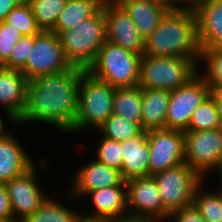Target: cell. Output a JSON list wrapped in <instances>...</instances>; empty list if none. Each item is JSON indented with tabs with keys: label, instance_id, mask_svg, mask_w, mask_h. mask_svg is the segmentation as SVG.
<instances>
[{
	"label": "cell",
	"instance_id": "cell-29",
	"mask_svg": "<svg viewBox=\"0 0 222 222\" xmlns=\"http://www.w3.org/2000/svg\"><path fill=\"white\" fill-rule=\"evenodd\" d=\"M203 182L196 188L194 205L206 222H222V188L214 193L202 191Z\"/></svg>",
	"mask_w": 222,
	"mask_h": 222
},
{
	"label": "cell",
	"instance_id": "cell-10",
	"mask_svg": "<svg viewBox=\"0 0 222 222\" xmlns=\"http://www.w3.org/2000/svg\"><path fill=\"white\" fill-rule=\"evenodd\" d=\"M184 133L185 163L205 179L222 156V128Z\"/></svg>",
	"mask_w": 222,
	"mask_h": 222
},
{
	"label": "cell",
	"instance_id": "cell-38",
	"mask_svg": "<svg viewBox=\"0 0 222 222\" xmlns=\"http://www.w3.org/2000/svg\"><path fill=\"white\" fill-rule=\"evenodd\" d=\"M25 0H0V22L4 21L8 13Z\"/></svg>",
	"mask_w": 222,
	"mask_h": 222
},
{
	"label": "cell",
	"instance_id": "cell-3",
	"mask_svg": "<svg viewBox=\"0 0 222 222\" xmlns=\"http://www.w3.org/2000/svg\"><path fill=\"white\" fill-rule=\"evenodd\" d=\"M57 35L69 63L88 70L106 42L104 10L101 9L90 19L81 21L72 30L62 31Z\"/></svg>",
	"mask_w": 222,
	"mask_h": 222
},
{
	"label": "cell",
	"instance_id": "cell-41",
	"mask_svg": "<svg viewBox=\"0 0 222 222\" xmlns=\"http://www.w3.org/2000/svg\"><path fill=\"white\" fill-rule=\"evenodd\" d=\"M2 117H0V140L4 139L10 132H7L3 126Z\"/></svg>",
	"mask_w": 222,
	"mask_h": 222
},
{
	"label": "cell",
	"instance_id": "cell-25",
	"mask_svg": "<svg viewBox=\"0 0 222 222\" xmlns=\"http://www.w3.org/2000/svg\"><path fill=\"white\" fill-rule=\"evenodd\" d=\"M55 201L48 198L37 211L22 222H83L81 217L83 214Z\"/></svg>",
	"mask_w": 222,
	"mask_h": 222
},
{
	"label": "cell",
	"instance_id": "cell-16",
	"mask_svg": "<svg viewBox=\"0 0 222 222\" xmlns=\"http://www.w3.org/2000/svg\"><path fill=\"white\" fill-rule=\"evenodd\" d=\"M27 81L19 70L0 66V105L16 125L25 108Z\"/></svg>",
	"mask_w": 222,
	"mask_h": 222
},
{
	"label": "cell",
	"instance_id": "cell-33",
	"mask_svg": "<svg viewBox=\"0 0 222 222\" xmlns=\"http://www.w3.org/2000/svg\"><path fill=\"white\" fill-rule=\"evenodd\" d=\"M33 44L34 35L23 36L13 47L9 58L1 66L7 69L20 70L25 65Z\"/></svg>",
	"mask_w": 222,
	"mask_h": 222
},
{
	"label": "cell",
	"instance_id": "cell-34",
	"mask_svg": "<svg viewBox=\"0 0 222 222\" xmlns=\"http://www.w3.org/2000/svg\"><path fill=\"white\" fill-rule=\"evenodd\" d=\"M24 35L5 21L0 22V66L9 58L16 43Z\"/></svg>",
	"mask_w": 222,
	"mask_h": 222
},
{
	"label": "cell",
	"instance_id": "cell-19",
	"mask_svg": "<svg viewBox=\"0 0 222 222\" xmlns=\"http://www.w3.org/2000/svg\"><path fill=\"white\" fill-rule=\"evenodd\" d=\"M122 166L120 170L124 181L149 175V144L147 131L121 142Z\"/></svg>",
	"mask_w": 222,
	"mask_h": 222
},
{
	"label": "cell",
	"instance_id": "cell-45",
	"mask_svg": "<svg viewBox=\"0 0 222 222\" xmlns=\"http://www.w3.org/2000/svg\"><path fill=\"white\" fill-rule=\"evenodd\" d=\"M0 222H17V221L14 220V221H0Z\"/></svg>",
	"mask_w": 222,
	"mask_h": 222
},
{
	"label": "cell",
	"instance_id": "cell-30",
	"mask_svg": "<svg viewBox=\"0 0 222 222\" xmlns=\"http://www.w3.org/2000/svg\"><path fill=\"white\" fill-rule=\"evenodd\" d=\"M4 21L14 26V28L18 29L24 36L36 35L41 32L27 0L11 10Z\"/></svg>",
	"mask_w": 222,
	"mask_h": 222
},
{
	"label": "cell",
	"instance_id": "cell-36",
	"mask_svg": "<svg viewBox=\"0 0 222 222\" xmlns=\"http://www.w3.org/2000/svg\"><path fill=\"white\" fill-rule=\"evenodd\" d=\"M14 214L5 183H0V221H14Z\"/></svg>",
	"mask_w": 222,
	"mask_h": 222
},
{
	"label": "cell",
	"instance_id": "cell-14",
	"mask_svg": "<svg viewBox=\"0 0 222 222\" xmlns=\"http://www.w3.org/2000/svg\"><path fill=\"white\" fill-rule=\"evenodd\" d=\"M106 19V40L139 55H144L145 39L131 17L119 5H103Z\"/></svg>",
	"mask_w": 222,
	"mask_h": 222
},
{
	"label": "cell",
	"instance_id": "cell-32",
	"mask_svg": "<svg viewBox=\"0 0 222 222\" xmlns=\"http://www.w3.org/2000/svg\"><path fill=\"white\" fill-rule=\"evenodd\" d=\"M97 148V161L107 166L116 168L119 171L121 170L123 160L121 152V142L102 137Z\"/></svg>",
	"mask_w": 222,
	"mask_h": 222
},
{
	"label": "cell",
	"instance_id": "cell-23",
	"mask_svg": "<svg viewBox=\"0 0 222 222\" xmlns=\"http://www.w3.org/2000/svg\"><path fill=\"white\" fill-rule=\"evenodd\" d=\"M101 9L102 5L97 0H67L52 31L58 34L72 30L81 21L90 19Z\"/></svg>",
	"mask_w": 222,
	"mask_h": 222
},
{
	"label": "cell",
	"instance_id": "cell-44",
	"mask_svg": "<svg viewBox=\"0 0 222 222\" xmlns=\"http://www.w3.org/2000/svg\"><path fill=\"white\" fill-rule=\"evenodd\" d=\"M212 48L222 53V38Z\"/></svg>",
	"mask_w": 222,
	"mask_h": 222
},
{
	"label": "cell",
	"instance_id": "cell-42",
	"mask_svg": "<svg viewBox=\"0 0 222 222\" xmlns=\"http://www.w3.org/2000/svg\"><path fill=\"white\" fill-rule=\"evenodd\" d=\"M215 169H217L218 172H219V173H218V175H220V176H219V178H220V179H219V180H220V181H219V182H220V183H219V184H220L219 186L222 188V156H221V158H220V160H219V163L217 164V166H216Z\"/></svg>",
	"mask_w": 222,
	"mask_h": 222
},
{
	"label": "cell",
	"instance_id": "cell-35",
	"mask_svg": "<svg viewBox=\"0 0 222 222\" xmlns=\"http://www.w3.org/2000/svg\"><path fill=\"white\" fill-rule=\"evenodd\" d=\"M172 217H174L173 221L175 220V222H206L194 203L172 212L169 218Z\"/></svg>",
	"mask_w": 222,
	"mask_h": 222
},
{
	"label": "cell",
	"instance_id": "cell-4",
	"mask_svg": "<svg viewBox=\"0 0 222 222\" xmlns=\"http://www.w3.org/2000/svg\"><path fill=\"white\" fill-rule=\"evenodd\" d=\"M115 87L83 72L78 93V110L75 124L69 132L97 129L113 114Z\"/></svg>",
	"mask_w": 222,
	"mask_h": 222
},
{
	"label": "cell",
	"instance_id": "cell-22",
	"mask_svg": "<svg viewBox=\"0 0 222 222\" xmlns=\"http://www.w3.org/2000/svg\"><path fill=\"white\" fill-rule=\"evenodd\" d=\"M170 91L142 88V129H166Z\"/></svg>",
	"mask_w": 222,
	"mask_h": 222
},
{
	"label": "cell",
	"instance_id": "cell-20",
	"mask_svg": "<svg viewBox=\"0 0 222 222\" xmlns=\"http://www.w3.org/2000/svg\"><path fill=\"white\" fill-rule=\"evenodd\" d=\"M34 164L14 135L0 140V183L11 181Z\"/></svg>",
	"mask_w": 222,
	"mask_h": 222
},
{
	"label": "cell",
	"instance_id": "cell-37",
	"mask_svg": "<svg viewBox=\"0 0 222 222\" xmlns=\"http://www.w3.org/2000/svg\"><path fill=\"white\" fill-rule=\"evenodd\" d=\"M150 1L163 5L168 10H184L192 7L193 5V3L190 0H150ZM178 3H180V5Z\"/></svg>",
	"mask_w": 222,
	"mask_h": 222
},
{
	"label": "cell",
	"instance_id": "cell-26",
	"mask_svg": "<svg viewBox=\"0 0 222 222\" xmlns=\"http://www.w3.org/2000/svg\"><path fill=\"white\" fill-rule=\"evenodd\" d=\"M67 0H27L41 31H52Z\"/></svg>",
	"mask_w": 222,
	"mask_h": 222
},
{
	"label": "cell",
	"instance_id": "cell-2",
	"mask_svg": "<svg viewBox=\"0 0 222 222\" xmlns=\"http://www.w3.org/2000/svg\"><path fill=\"white\" fill-rule=\"evenodd\" d=\"M200 52L193 7L169 10L159 26L145 39L144 55L189 58L199 67Z\"/></svg>",
	"mask_w": 222,
	"mask_h": 222
},
{
	"label": "cell",
	"instance_id": "cell-27",
	"mask_svg": "<svg viewBox=\"0 0 222 222\" xmlns=\"http://www.w3.org/2000/svg\"><path fill=\"white\" fill-rule=\"evenodd\" d=\"M97 129L99 130L98 132H102L103 137L119 142L134 138L144 131L139 124L130 122L123 116L115 114H112Z\"/></svg>",
	"mask_w": 222,
	"mask_h": 222
},
{
	"label": "cell",
	"instance_id": "cell-28",
	"mask_svg": "<svg viewBox=\"0 0 222 222\" xmlns=\"http://www.w3.org/2000/svg\"><path fill=\"white\" fill-rule=\"evenodd\" d=\"M222 128L214 98L209 95L193 112L185 131H202Z\"/></svg>",
	"mask_w": 222,
	"mask_h": 222
},
{
	"label": "cell",
	"instance_id": "cell-39",
	"mask_svg": "<svg viewBox=\"0 0 222 222\" xmlns=\"http://www.w3.org/2000/svg\"><path fill=\"white\" fill-rule=\"evenodd\" d=\"M108 222H161V221L149 217L126 214L123 215L122 217L112 219Z\"/></svg>",
	"mask_w": 222,
	"mask_h": 222
},
{
	"label": "cell",
	"instance_id": "cell-43",
	"mask_svg": "<svg viewBox=\"0 0 222 222\" xmlns=\"http://www.w3.org/2000/svg\"><path fill=\"white\" fill-rule=\"evenodd\" d=\"M97 1L103 6V5L119 4L121 0H97Z\"/></svg>",
	"mask_w": 222,
	"mask_h": 222
},
{
	"label": "cell",
	"instance_id": "cell-1",
	"mask_svg": "<svg viewBox=\"0 0 222 222\" xmlns=\"http://www.w3.org/2000/svg\"><path fill=\"white\" fill-rule=\"evenodd\" d=\"M84 71L73 66L67 71L41 75L27 81L26 104L18 124L41 121L54 125L62 132H69L75 124Z\"/></svg>",
	"mask_w": 222,
	"mask_h": 222
},
{
	"label": "cell",
	"instance_id": "cell-15",
	"mask_svg": "<svg viewBox=\"0 0 222 222\" xmlns=\"http://www.w3.org/2000/svg\"><path fill=\"white\" fill-rule=\"evenodd\" d=\"M88 195L96 209L90 215L81 216L83 222H108L128 214L127 186L124 180L117 186L91 191Z\"/></svg>",
	"mask_w": 222,
	"mask_h": 222
},
{
	"label": "cell",
	"instance_id": "cell-12",
	"mask_svg": "<svg viewBox=\"0 0 222 222\" xmlns=\"http://www.w3.org/2000/svg\"><path fill=\"white\" fill-rule=\"evenodd\" d=\"M128 214L165 221L170 214L164 209L153 175L126 181Z\"/></svg>",
	"mask_w": 222,
	"mask_h": 222
},
{
	"label": "cell",
	"instance_id": "cell-31",
	"mask_svg": "<svg viewBox=\"0 0 222 222\" xmlns=\"http://www.w3.org/2000/svg\"><path fill=\"white\" fill-rule=\"evenodd\" d=\"M205 61L207 73L200 76L211 90L222 89V53L213 48H201L199 62Z\"/></svg>",
	"mask_w": 222,
	"mask_h": 222
},
{
	"label": "cell",
	"instance_id": "cell-6",
	"mask_svg": "<svg viewBox=\"0 0 222 222\" xmlns=\"http://www.w3.org/2000/svg\"><path fill=\"white\" fill-rule=\"evenodd\" d=\"M197 67L189 58L143 55L138 85L141 88L173 91L193 78L199 71Z\"/></svg>",
	"mask_w": 222,
	"mask_h": 222
},
{
	"label": "cell",
	"instance_id": "cell-8",
	"mask_svg": "<svg viewBox=\"0 0 222 222\" xmlns=\"http://www.w3.org/2000/svg\"><path fill=\"white\" fill-rule=\"evenodd\" d=\"M72 67L58 35L53 31H41L34 35V44L27 61L19 71L30 81L35 77L60 73Z\"/></svg>",
	"mask_w": 222,
	"mask_h": 222
},
{
	"label": "cell",
	"instance_id": "cell-11",
	"mask_svg": "<svg viewBox=\"0 0 222 222\" xmlns=\"http://www.w3.org/2000/svg\"><path fill=\"white\" fill-rule=\"evenodd\" d=\"M149 144V175L185 162V133L176 129L147 131Z\"/></svg>",
	"mask_w": 222,
	"mask_h": 222
},
{
	"label": "cell",
	"instance_id": "cell-5",
	"mask_svg": "<svg viewBox=\"0 0 222 222\" xmlns=\"http://www.w3.org/2000/svg\"><path fill=\"white\" fill-rule=\"evenodd\" d=\"M141 58L142 55L106 40L87 71L112 87H134L139 83Z\"/></svg>",
	"mask_w": 222,
	"mask_h": 222
},
{
	"label": "cell",
	"instance_id": "cell-21",
	"mask_svg": "<svg viewBox=\"0 0 222 222\" xmlns=\"http://www.w3.org/2000/svg\"><path fill=\"white\" fill-rule=\"evenodd\" d=\"M119 5L131 17L144 39L153 33L169 11L165 6L150 0H121Z\"/></svg>",
	"mask_w": 222,
	"mask_h": 222
},
{
	"label": "cell",
	"instance_id": "cell-9",
	"mask_svg": "<svg viewBox=\"0 0 222 222\" xmlns=\"http://www.w3.org/2000/svg\"><path fill=\"white\" fill-rule=\"evenodd\" d=\"M197 73L186 84L170 91L166 128L185 131L193 112L211 94V88Z\"/></svg>",
	"mask_w": 222,
	"mask_h": 222
},
{
	"label": "cell",
	"instance_id": "cell-17",
	"mask_svg": "<svg viewBox=\"0 0 222 222\" xmlns=\"http://www.w3.org/2000/svg\"><path fill=\"white\" fill-rule=\"evenodd\" d=\"M74 178L72 190L66 191L71 197L86 196L89 192L119 185L123 179L120 171L107 166L96 159L84 165ZM69 192V193H68Z\"/></svg>",
	"mask_w": 222,
	"mask_h": 222
},
{
	"label": "cell",
	"instance_id": "cell-40",
	"mask_svg": "<svg viewBox=\"0 0 222 222\" xmlns=\"http://www.w3.org/2000/svg\"><path fill=\"white\" fill-rule=\"evenodd\" d=\"M217 105L220 123L222 125V89H213L210 94Z\"/></svg>",
	"mask_w": 222,
	"mask_h": 222
},
{
	"label": "cell",
	"instance_id": "cell-18",
	"mask_svg": "<svg viewBox=\"0 0 222 222\" xmlns=\"http://www.w3.org/2000/svg\"><path fill=\"white\" fill-rule=\"evenodd\" d=\"M192 7L200 48H212L222 38V0H196Z\"/></svg>",
	"mask_w": 222,
	"mask_h": 222
},
{
	"label": "cell",
	"instance_id": "cell-7",
	"mask_svg": "<svg viewBox=\"0 0 222 222\" xmlns=\"http://www.w3.org/2000/svg\"><path fill=\"white\" fill-rule=\"evenodd\" d=\"M164 209L171 214L193 204L196 188L203 178L185 162L153 175Z\"/></svg>",
	"mask_w": 222,
	"mask_h": 222
},
{
	"label": "cell",
	"instance_id": "cell-13",
	"mask_svg": "<svg viewBox=\"0 0 222 222\" xmlns=\"http://www.w3.org/2000/svg\"><path fill=\"white\" fill-rule=\"evenodd\" d=\"M35 164L23 174L5 183L14 219L22 222L37 211L49 198L40 191Z\"/></svg>",
	"mask_w": 222,
	"mask_h": 222
},
{
	"label": "cell",
	"instance_id": "cell-24",
	"mask_svg": "<svg viewBox=\"0 0 222 222\" xmlns=\"http://www.w3.org/2000/svg\"><path fill=\"white\" fill-rule=\"evenodd\" d=\"M113 114L142 125V88L138 86L115 88Z\"/></svg>",
	"mask_w": 222,
	"mask_h": 222
}]
</instances>
